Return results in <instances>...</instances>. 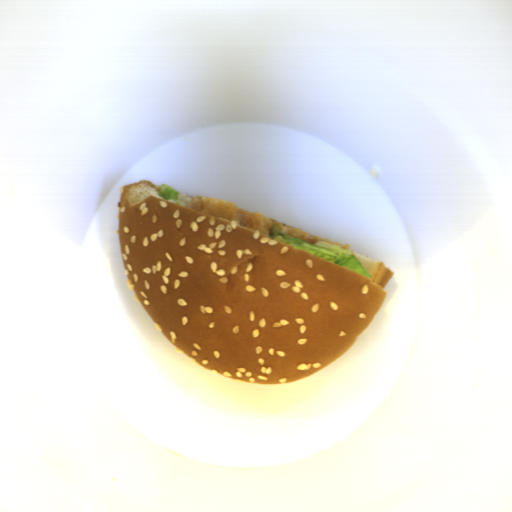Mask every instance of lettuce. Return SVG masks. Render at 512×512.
<instances>
[{"mask_svg": "<svg viewBox=\"0 0 512 512\" xmlns=\"http://www.w3.org/2000/svg\"><path fill=\"white\" fill-rule=\"evenodd\" d=\"M268 237L291 245L294 249L305 250L316 257L350 269L367 278L371 279L373 277L353 254L340 245L335 246L331 242L327 241H320L315 244L306 242L299 238L284 234L282 231L280 232L278 224L273 225L271 234L268 235Z\"/></svg>", "mask_w": 512, "mask_h": 512, "instance_id": "lettuce-1", "label": "lettuce"}, {"mask_svg": "<svg viewBox=\"0 0 512 512\" xmlns=\"http://www.w3.org/2000/svg\"><path fill=\"white\" fill-rule=\"evenodd\" d=\"M180 192H178L176 189L172 188L169 184H161L160 190L158 196L163 197L165 201L173 200L177 201L179 197Z\"/></svg>", "mask_w": 512, "mask_h": 512, "instance_id": "lettuce-2", "label": "lettuce"}]
</instances>
